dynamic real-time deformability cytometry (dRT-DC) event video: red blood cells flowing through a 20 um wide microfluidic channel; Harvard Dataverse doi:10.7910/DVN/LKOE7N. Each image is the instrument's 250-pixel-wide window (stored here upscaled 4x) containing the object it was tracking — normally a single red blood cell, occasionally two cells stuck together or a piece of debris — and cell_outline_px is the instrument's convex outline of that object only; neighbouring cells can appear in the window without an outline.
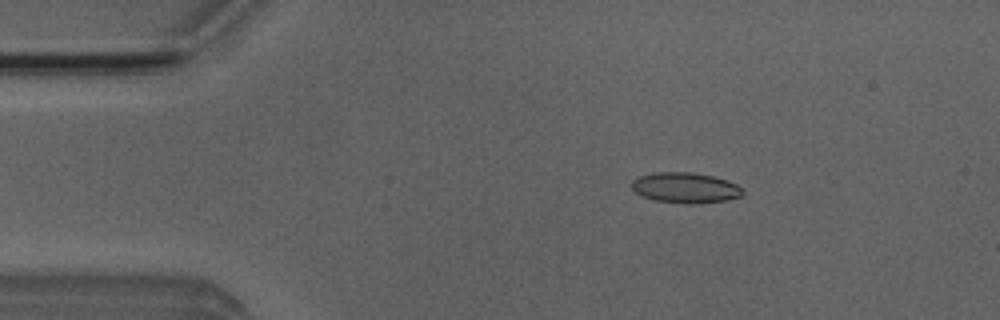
{"species": "Egyptian fruit bat (a non-hibernating species)", "species_latin": "Rousettus aegyptiacus", "temperature_condition": "room temperature", "stored_images_in_passage": 4, "camera_frame_rate_fps": 3000, "um_per_image_px": 0.085, "animal": {"sex": "male"}, "frame": {"image": 1, "passage_image": 3, "time_ms": 2.333, "image_size_px": [1000, 320], "cell_outline_px": [[744, 192], [740, 196], [728, 200], [696, 204], [688, 204], [656, 200], [640, 196], [632, 188], [632, 180], [640, 176], [656, 172], [692, 172], [712, 176], [736, 184]], "centroid_in_image_um": [58.23, 15.96], "position_along_channel_um": 26.8, "area_um2": 19.59}}